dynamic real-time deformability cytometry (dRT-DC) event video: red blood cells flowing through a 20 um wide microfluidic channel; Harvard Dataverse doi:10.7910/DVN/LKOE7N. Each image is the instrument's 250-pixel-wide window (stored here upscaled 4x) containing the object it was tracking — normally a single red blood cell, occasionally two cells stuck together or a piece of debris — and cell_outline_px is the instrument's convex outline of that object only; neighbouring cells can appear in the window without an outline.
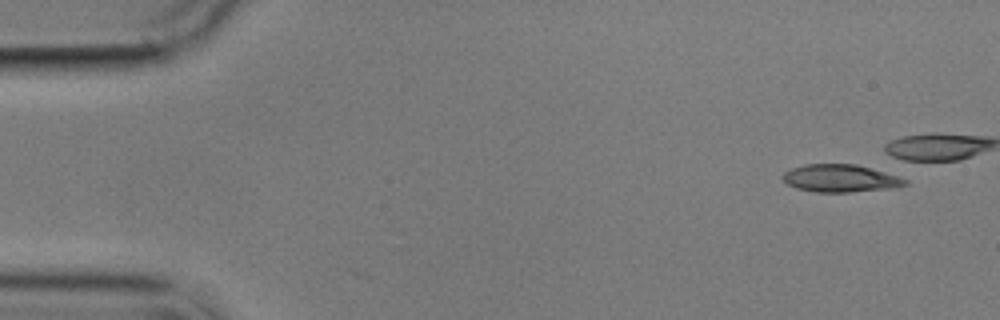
{"species": "common noctule bat (a hibernating species)", "species_latin": "Nyctalus noctula", "temperature_condition": "cold", "stored_images_in_passage": 4, "camera_frame_rate_fps": 3000, "um_per_image_px": 0.085, "animal": {"sex": "male", "body_mass_g": 17.9}, "frame": {"image": 1, "passage_image": 1, "time_ms": 0.0, "image_size_px": [1000, 320], "cell_outline_px": [[908, 184], [896, 188], [848, 192], [816, 192], [796, 188], [788, 184], [780, 176], [784, 172], [792, 168], [804, 164], [856, 164], [884, 172], [908, 180]], "centroid_in_image_um": [71.42, 15.16], "position_along_channel_um": 13.6, "area_um2": 19.65}}